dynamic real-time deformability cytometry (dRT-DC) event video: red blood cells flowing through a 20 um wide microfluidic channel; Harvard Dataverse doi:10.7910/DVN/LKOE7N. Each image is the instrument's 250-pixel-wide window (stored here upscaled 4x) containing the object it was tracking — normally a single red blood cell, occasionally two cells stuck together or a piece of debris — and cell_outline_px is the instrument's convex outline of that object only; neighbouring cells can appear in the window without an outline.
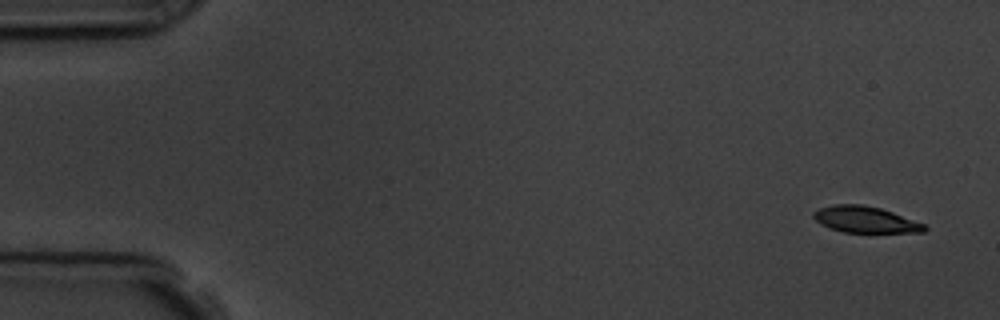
{"species": "common noctule bat (a hibernating species)", "species_latin": "Nyctalus noctula", "temperature_condition": "room temperature", "stored_images_in_passage": 5, "camera_frame_rate_fps": 3000, "um_per_image_px": 0.085, "animal": {"sex": "male", "body_mass_g": 19.5, "forearm_length_mm": 54.6}, "frame": {"image": 1, "passage_image": 1, "time_ms": 0.0, "image_size_px": [1000, 320], "cell_outline_px": [[928, 228], [924, 232], [844, 232], [820, 224], [812, 216], [812, 212], [820, 208], [832, 204], [864, 204], [880, 208], [892, 212], [924, 224]], "centroid_in_image_um": [73.52, 18.65], "position_along_channel_um": 11.5, "area_um2": 16.88}}
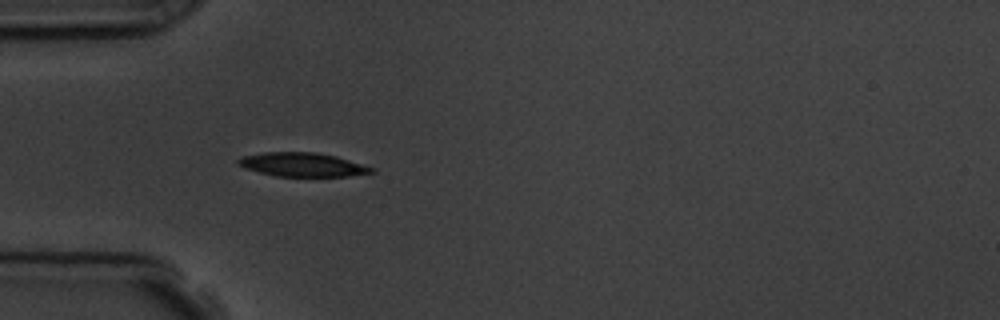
{"frame": {"image": 2, "passage_image": 5, "time_ms": 4.667, "image_size_px": [1000, 320], "cell_outline_px": [[376, 172], [348, 176], [276, 176], [244, 168], [236, 164], [236, 160], [240, 156], [264, 152], [316, 152], [336, 156], [372, 168]], "centroid_in_image_um": [25.63, 13.98], "position_along_channel_um": 59.4, "area_um2": 18.44}}